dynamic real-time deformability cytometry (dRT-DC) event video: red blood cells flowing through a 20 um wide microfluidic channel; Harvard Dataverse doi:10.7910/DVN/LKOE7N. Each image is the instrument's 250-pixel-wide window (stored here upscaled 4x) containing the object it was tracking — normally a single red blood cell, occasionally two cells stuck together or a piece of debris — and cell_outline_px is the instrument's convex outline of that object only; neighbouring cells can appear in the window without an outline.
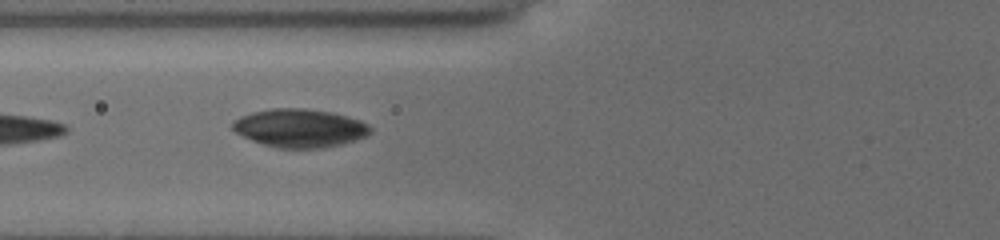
{"species": "common noctule bat (a hibernating species)", "species_latin": "Nyctalus noctula", "temperature_condition": "cold", "stored_images_in_passage": 11, "camera_frame_rate_fps": 3000, "um_per_image_px": 0.085, "animal": {"sex": "female", "body_mass_g": 19.5, "forearm_length_mm": 54.1}, "frame": {"image": 1, "passage_image": 11, "time_ms": 3.333, "image_size_px": [1000, 240], "cell_outline_px": [[372, 132], [368, 136], [344, 144], [324, 148], [276, 148], [252, 140], [236, 132], [232, 128], [232, 124], [240, 116], [252, 112], [272, 108], [304, 108], [332, 112], [348, 116], [360, 120], [368, 124], [372, 128]], "centroid_in_image_um": [25.54, 10.89], "position_along_channel_um": 100.3, "area_um2": 30.98}}